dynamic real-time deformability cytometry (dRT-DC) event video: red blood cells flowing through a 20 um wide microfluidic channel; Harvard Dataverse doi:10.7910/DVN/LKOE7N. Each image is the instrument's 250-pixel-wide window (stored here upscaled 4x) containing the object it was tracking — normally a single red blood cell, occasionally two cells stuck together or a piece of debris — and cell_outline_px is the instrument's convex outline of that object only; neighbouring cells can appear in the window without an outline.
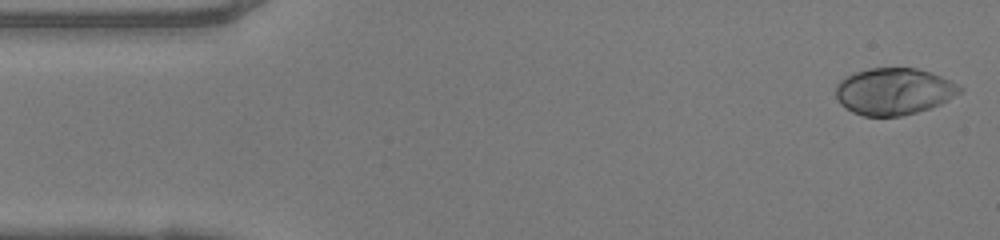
{"species": "human", "species_latin": "Homo sapiens", "temperature_condition": "warm", "stored_images_in_passage": 48, "camera_frame_rate_fps": 3000, "um_per_image_px": 0.085, "donor": {"sex": "female"}, "frame": {"image": 1, "passage_image": 1, "time_ms": 0.0, "image_size_px": [1000, 240], "cell_outline_px": [[964, 88], [960, 92], [948, 100], [940, 104], [916, 112], [900, 116], [864, 116], [852, 112], [840, 104], [836, 96], [836, 84], [840, 80], [856, 72], [868, 68], [916, 68], [940, 76]], "centroid_in_image_um": [75.95, 7.77], "position_along_channel_um": 9.1, "area_um2": 33.52}}
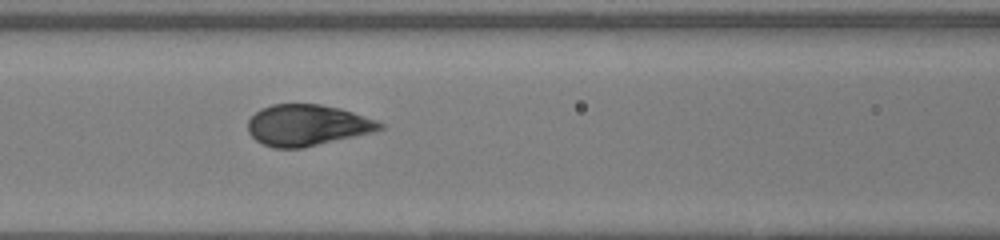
{"frame": {"image": 2, "passage_image": 19, "time_ms": 6.0, "image_size_px": [1000, 240], "cell_outline_px": [[384, 128], [372, 132], [304, 148], [272, 148], [256, 140], [248, 132], [248, 120], [260, 108], [272, 104], [320, 104], [352, 112], [376, 120], [384, 124]], "centroid_in_image_um": [26.09, 10.65], "position_along_channel_um": 140.5, "area_um2": 31.5}}
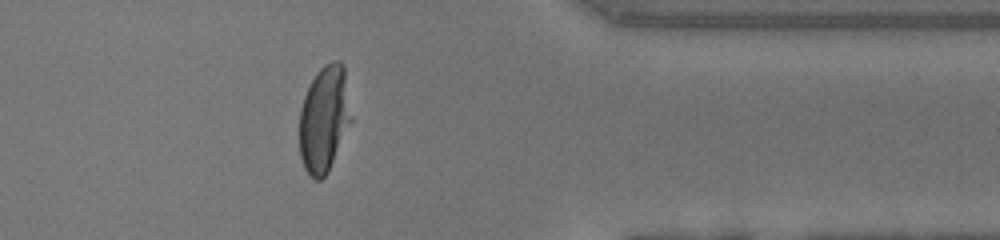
{"frame": {"image": 3, "passage_image": 38, "time_ms": 12.333, "image_size_px": [1000, 240], "cell_outline_px": [[352, 120], [328, 172], [320, 180], [316, 180], [304, 168], [300, 156], [300, 108], [304, 96], [316, 72], [324, 64], [332, 60], [340, 60], [344, 64]], "centroid_in_image_um": [27.57, 10.07], "position_along_channel_um": 383.8, "area_um2": 32.14}, "authors_computed_cell_mechanics": {"area_um2": 32.5703, "velocity_mm_per_s": 4.151, "shape_relaxation_time_tau1_ms": 3.1806, "shape_relaxation_time_tau2_ms": null, "deformation_change_tau1": 0.2277, "deformation_change_tau2": null}}